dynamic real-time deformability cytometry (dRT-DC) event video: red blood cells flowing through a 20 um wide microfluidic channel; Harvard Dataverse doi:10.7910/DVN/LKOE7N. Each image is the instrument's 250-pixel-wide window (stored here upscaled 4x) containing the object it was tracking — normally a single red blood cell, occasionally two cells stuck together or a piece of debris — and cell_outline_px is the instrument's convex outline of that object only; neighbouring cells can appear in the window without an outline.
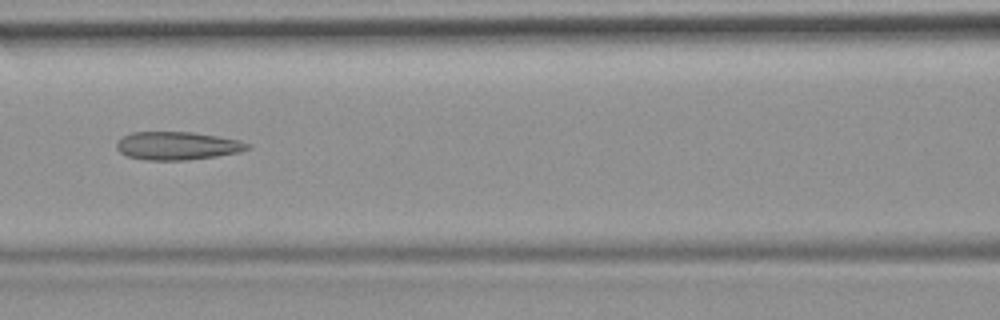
{"species": "common noctule bat (a hibernating species)", "species_latin": "Nyctalus noctula", "temperature_condition": "room temperature", "stored_images_in_passage": 7, "camera_frame_rate_fps": 3000, "um_per_image_px": 0.085, "animal": {"sex": "female", "body_mass_g": 19.9}, "frame": {"image": 1, "passage_image": 5, "time_ms": 1.333, "image_size_px": [1000, 320], "cell_outline_px": [[252, 148], [240, 152], [216, 156], [184, 160], [148, 160], [128, 156], [120, 152], [116, 148], [116, 144], [124, 136], [132, 132], [192, 132], [240, 140], [252, 144]], "centroid_in_image_um": [15.12, 12.39], "position_along_channel_um": 151.5, "area_um2": 21.39}}
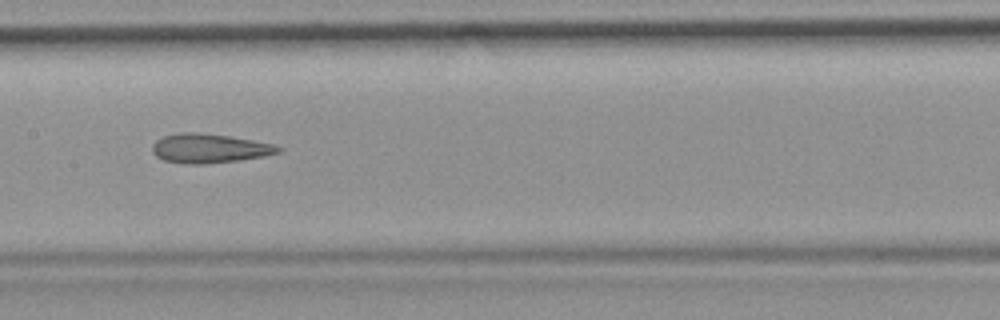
{"frame": {"image": 2, "passage_image": 6, "time_ms": 1.667, "image_size_px": [1000, 320], "cell_outline_px": [[284, 148], [280, 152], [264, 156], [240, 160], [204, 164], [188, 164], [164, 160], [156, 156], [152, 152], [152, 144], [156, 140], [164, 136], [180, 132], [196, 132], [228, 136], [252, 140], [272, 144]], "centroid_in_image_um": [17.78, 12.61], "position_along_channel_um": 189.6, "area_um2": 21.39}}